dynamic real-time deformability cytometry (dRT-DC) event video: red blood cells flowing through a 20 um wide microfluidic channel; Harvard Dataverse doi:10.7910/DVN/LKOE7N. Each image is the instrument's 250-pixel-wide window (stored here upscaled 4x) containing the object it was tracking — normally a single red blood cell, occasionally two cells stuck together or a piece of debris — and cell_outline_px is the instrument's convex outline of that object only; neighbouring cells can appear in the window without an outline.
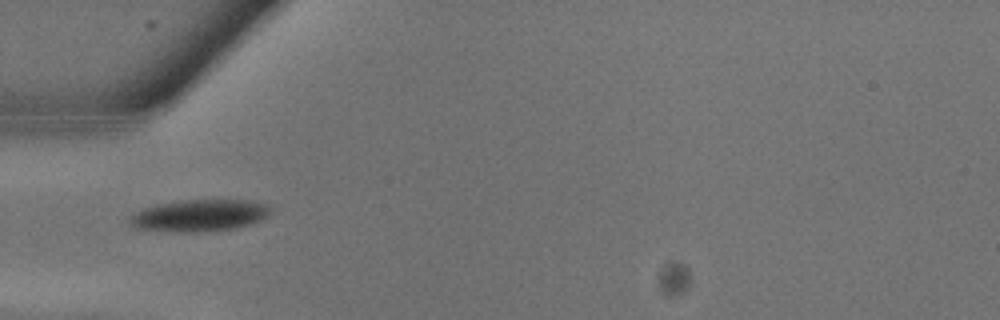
{"species": "common noctule bat (a hibernating species)", "species_latin": "Nyctalus noctula", "temperature_condition": "warm", "stored_images_in_passage": 4, "camera_frame_rate_fps": 3000, "um_per_image_px": 0.085, "animal": {"sex": "male", "body_mass_g": 13.3}, "frame": {"image": 1, "passage_image": 3, "time_ms": 0.667, "image_size_px": [1000, 320], "cell_outline_px": [[268, 212], [260, 220], [236, 228], [208, 232], [172, 232], [136, 228], [128, 224], [128, 220], [140, 208], [156, 204], [180, 200], [244, 200], [268, 204]], "centroid_in_image_um": [16.86, 18.32], "position_along_channel_um": 68.1, "area_um2": 26.18}}